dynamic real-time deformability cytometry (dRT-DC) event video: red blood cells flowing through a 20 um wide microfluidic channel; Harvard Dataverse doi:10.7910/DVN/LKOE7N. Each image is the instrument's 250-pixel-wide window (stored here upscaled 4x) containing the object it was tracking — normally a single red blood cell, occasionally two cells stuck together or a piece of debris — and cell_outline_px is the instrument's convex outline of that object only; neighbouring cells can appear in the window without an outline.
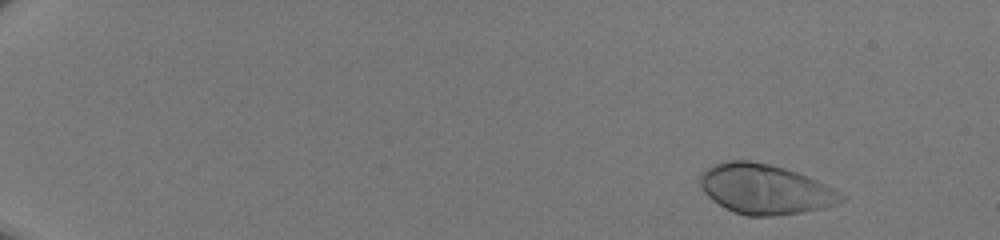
{"species": "human", "species_latin": "Homo sapiens", "temperature_condition": "room temperature", "stored_images_in_passage": 49, "camera_frame_rate_fps": 3000, "um_per_image_px": 0.085, "donor": {"sex": "male"}, "frame": {"image": 1, "passage_image": 5, "time_ms": 1.333, "image_size_px": [1000, 240], "cell_outline_px": [[848, 196], [844, 200], [836, 204], [824, 208], [800, 212], [772, 216], [748, 216], [732, 212], [724, 208], [712, 200], [700, 188], [700, 176], [708, 168], [716, 164], [728, 160], [752, 160], [784, 168], [796, 172], [836, 188]], "centroid_in_image_um": [65.06, 16.09], "position_along_channel_um": 19.9, "area_um2": 41.15}}
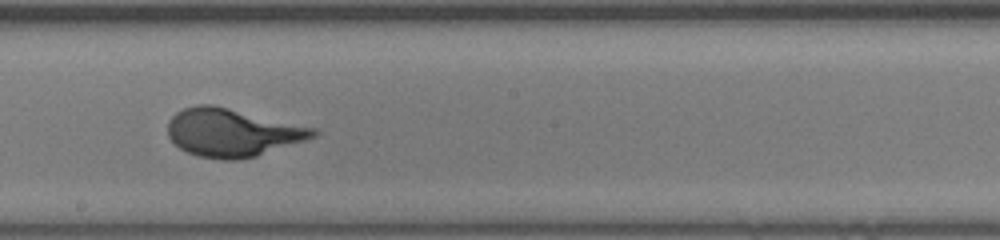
{"frame": {"image": 2, "passage_image": 31, "time_ms": 10.0, "image_size_px": [1000, 240], "cell_outline_px": [[320, 132], [316, 136], [256, 156], [236, 160], [224, 160], [200, 156], [188, 152], [180, 148], [168, 136], [168, 120], [176, 112], [184, 108], [196, 104], [212, 104], [320, 128]], "centroid_in_image_um": [19.77, 11.24], "position_along_channel_um": 228.4, "area_um2": 40.81}}
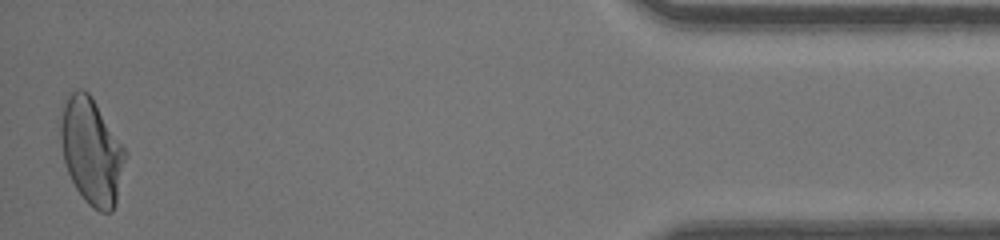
{"frame": {"image": 3, "passage_image": 49, "time_ms": 16.0, "image_size_px": [1000, 240], "cell_outline_px": [[128, 152], [116, 204], [112, 212], [100, 212], [92, 208], [84, 200], [76, 188], [68, 172], [64, 160], [60, 136], [60, 124], [64, 104], [68, 96], [76, 88], [84, 88], [92, 96]], "centroid_in_image_um": [7.81, 12.86], "position_along_channel_um": 427.4, "area_um2": 40.29}}